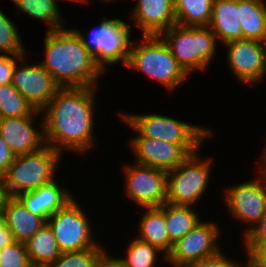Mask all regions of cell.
Returning a JSON list of instances; mask_svg holds the SVG:
<instances>
[{"mask_svg": "<svg viewBox=\"0 0 266 267\" xmlns=\"http://www.w3.org/2000/svg\"><path fill=\"white\" fill-rule=\"evenodd\" d=\"M94 92L96 87H66L56 92L43 109L41 130L46 145L60 154L66 148L84 152L93 145Z\"/></svg>", "mask_w": 266, "mask_h": 267, "instance_id": "obj_1", "label": "cell"}, {"mask_svg": "<svg viewBox=\"0 0 266 267\" xmlns=\"http://www.w3.org/2000/svg\"><path fill=\"white\" fill-rule=\"evenodd\" d=\"M45 59L40 64L61 87H95L104 72L74 30H48Z\"/></svg>", "mask_w": 266, "mask_h": 267, "instance_id": "obj_2", "label": "cell"}, {"mask_svg": "<svg viewBox=\"0 0 266 267\" xmlns=\"http://www.w3.org/2000/svg\"><path fill=\"white\" fill-rule=\"evenodd\" d=\"M121 118L139 135L180 146L188 155L198 152L203 140L213 135L211 129L198 127L171 117L146 114L119 113Z\"/></svg>", "mask_w": 266, "mask_h": 267, "instance_id": "obj_3", "label": "cell"}, {"mask_svg": "<svg viewBox=\"0 0 266 267\" xmlns=\"http://www.w3.org/2000/svg\"><path fill=\"white\" fill-rule=\"evenodd\" d=\"M159 36L187 75L191 70L207 68L217 47L216 35L208 26L186 27L175 24Z\"/></svg>", "mask_w": 266, "mask_h": 267, "instance_id": "obj_4", "label": "cell"}, {"mask_svg": "<svg viewBox=\"0 0 266 267\" xmlns=\"http://www.w3.org/2000/svg\"><path fill=\"white\" fill-rule=\"evenodd\" d=\"M59 158L61 154L48 145L37 152L16 155L2 175L6 196L16 197L55 180Z\"/></svg>", "mask_w": 266, "mask_h": 267, "instance_id": "obj_5", "label": "cell"}, {"mask_svg": "<svg viewBox=\"0 0 266 267\" xmlns=\"http://www.w3.org/2000/svg\"><path fill=\"white\" fill-rule=\"evenodd\" d=\"M139 47L129 49L126 66L139 70L158 80L169 89H174L187 78L167 44L159 35H145Z\"/></svg>", "mask_w": 266, "mask_h": 267, "instance_id": "obj_6", "label": "cell"}, {"mask_svg": "<svg viewBox=\"0 0 266 267\" xmlns=\"http://www.w3.org/2000/svg\"><path fill=\"white\" fill-rule=\"evenodd\" d=\"M211 161L200 160L196 152L188 155L175 169L167 172L166 202L192 206L199 200L207 188Z\"/></svg>", "mask_w": 266, "mask_h": 267, "instance_id": "obj_7", "label": "cell"}, {"mask_svg": "<svg viewBox=\"0 0 266 267\" xmlns=\"http://www.w3.org/2000/svg\"><path fill=\"white\" fill-rule=\"evenodd\" d=\"M130 27L121 19L103 18L99 27L92 33L90 41H87L80 31L75 29L74 31L93 54L95 62L105 71L106 64L111 65L119 60L126 65L131 44Z\"/></svg>", "mask_w": 266, "mask_h": 267, "instance_id": "obj_8", "label": "cell"}, {"mask_svg": "<svg viewBox=\"0 0 266 267\" xmlns=\"http://www.w3.org/2000/svg\"><path fill=\"white\" fill-rule=\"evenodd\" d=\"M46 223L53 231L61 252L82 251L98 245L92 239L90 222L73 198L50 216Z\"/></svg>", "mask_w": 266, "mask_h": 267, "instance_id": "obj_9", "label": "cell"}, {"mask_svg": "<svg viewBox=\"0 0 266 267\" xmlns=\"http://www.w3.org/2000/svg\"><path fill=\"white\" fill-rule=\"evenodd\" d=\"M219 228L214 223L199 222L183 238L173 244L166 260L176 267H187L222 251L216 243Z\"/></svg>", "mask_w": 266, "mask_h": 267, "instance_id": "obj_10", "label": "cell"}, {"mask_svg": "<svg viewBox=\"0 0 266 267\" xmlns=\"http://www.w3.org/2000/svg\"><path fill=\"white\" fill-rule=\"evenodd\" d=\"M126 192L141 207H160L166 203L167 172L137 164L126 166Z\"/></svg>", "mask_w": 266, "mask_h": 267, "instance_id": "obj_11", "label": "cell"}, {"mask_svg": "<svg viewBox=\"0 0 266 267\" xmlns=\"http://www.w3.org/2000/svg\"><path fill=\"white\" fill-rule=\"evenodd\" d=\"M23 65L20 68L16 64L11 84L34 110L43 112L61 87L40 63L28 66L23 62Z\"/></svg>", "mask_w": 266, "mask_h": 267, "instance_id": "obj_12", "label": "cell"}, {"mask_svg": "<svg viewBox=\"0 0 266 267\" xmlns=\"http://www.w3.org/2000/svg\"><path fill=\"white\" fill-rule=\"evenodd\" d=\"M260 180L247 181L226 190L225 203L232 216L257 224L266 211V171L261 170Z\"/></svg>", "mask_w": 266, "mask_h": 267, "instance_id": "obj_13", "label": "cell"}, {"mask_svg": "<svg viewBox=\"0 0 266 267\" xmlns=\"http://www.w3.org/2000/svg\"><path fill=\"white\" fill-rule=\"evenodd\" d=\"M229 49L227 59L234 75L248 84L263 79L266 71L265 43L238 39L224 43Z\"/></svg>", "mask_w": 266, "mask_h": 267, "instance_id": "obj_14", "label": "cell"}, {"mask_svg": "<svg viewBox=\"0 0 266 267\" xmlns=\"http://www.w3.org/2000/svg\"><path fill=\"white\" fill-rule=\"evenodd\" d=\"M137 164L169 172L188 154L178 145L148 137H135L132 142Z\"/></svg>", "mask_w": 266, "mask_h": 267, "instance_id": "obj_15", "label": "cell"}, {"mask_svg": "<svg viewBox=\"0 0 266 267\" xmlns=\"http://www.w3.org/2000/svg\"><path fill=\"white\" fill-rule=\"evenodd\" d=\"M35 113L39 114L41 111L35 110L27 117L0 119V135L15 156L37 152L46 146L44 133L38 132L32 126V116Z\"/></svg>", "mask_w": 266, "mask_h": 267, "instance_id": "obj_16", "label": "cell"}, {"mask_svg": "<svg viewBox=\"0 0 266 267\" xmlns=\"http://www.w3.org/2000/svg\"><path fill=\"white\" fill-rule=\"evenodd\" d=\"M145 35H160L176 24L173 0H137L134 15Z\"/></svg>", "mask_w": 266, "mask_h": 267, "instance_id": "obj_17", "label": "cell"}, {"mask_svg": "<svg viewBox=\"0 0 266 267\" xmlns=\"http://www.w3.org/2000/svg\"><path fill=\"white\" fill-rule=\"evenodd\" d=\"M47 219L36 216L26 209L17 198L6 196L3 202V222L11 231L15 241L25 242L33 237Z\"/></svg>", "mask_w": 266, "mask_h": 267, "instance_id": "obj_18", "label": "cell"}, {"mask_svg": "<svg viewBox=\"0 0 266 267\" xmlns=\"http://www.w3.org/2000/svg\"><path fill=\"white\" fill-rule=\"evenodd\" d=\"M16 197L32 214L46 219L74 198L54 180L35 190L20 193Z\"/></svg>", "mask_w": 266, "mask_h": 267, "instance_id": "obj_19", "label": "cell"}, {"mask_svg": "<svg viewBox=\"0 0 266 267\" xmlns=\"http://www.w3.org/2000/svg\"><path fill=\"white\" fill-rule=\"evenodd\" d=\"M238 17L239 0H214L208 27L223 43L243 39Z\"/></svg>", "mask_w": 266, "mask_h": 267, "instance_id": "obj_20", "label": "cell"}, {"mask_svg": "<svg viewBox=\"0 0 266 267\" xmlns=\"http://www.w3.org/2000/svg\"><path fill=\"white\" fill-rule=\"evenodd\" d=\"M140 241L164 251L165 259L173 247L168 237L165 221V203L160 207H148L139 224Z\"/></svg>", "mask_w": 266, "mask_h": 267, "instance_id": "obj_21", "label": "cell"}, {"mask_svg": "<svg viewBox=\"0 0 266 267\" xmlns=\"http://www.w3.org/2000/svg\"><path fill=\"white\" fill-rule=\"evenodd\" d=\"M243 39L266 42V5L263 0H239Z\"/></svg>", "mask_w": 266, "mask_h": 267, "instance_id": "obj_22", "label": "cell"}, {"mask_svg": "<svg viewBox=\"0 0 266 267\" xmlns=\"http://www.w3.org/2000/svg\"><path fill=\"white\" fill-rule=\"evenodd\" d=\"M24 245L30 263L43 267L54 262L62 253L47 223L33 237L26 240Z\"/></svg>", "mask_w": 266, "mask_h": 267, "instance_id": "obj_23", "label": "cell"}, {"mask_svg": "<svg viewBox=\"0 0 266 267\" xmlns=\"http://www.w3.org/2000/svg\"><path fill=\"white\" fill-rule=\"evenodd\" d=\"M214 0H175L176 24L186 27L208 26Z\"/></svg>", "mask_w": 266, "mask_h": 267, "instance_id": "obj_24", "label": "cell"}, {"mask_svg": "<svg viewBox=\"0 0 266 267\" xmlns=\"http://www.w3.org/2000/svg\"><path fill=\"white\" fill-rule=\"evenodd\" d=\"M191 205L165 203V221L170 241L174 244L191 231L201 220Z\"/></svg>", "mask_w": 266, "mask_h": 267, "instance_id": "obj_25", "label": "cell"}, {"mask_svg": "<svg viewBox=\"0 0 266 267\" xmlns=\"http://www.w3.org/2000/svg\"><path fill=\"white\" fill-rule=\"evenodd\" d=\"M18 7L19 12L23 11L28 15L46 21L50 24V31L62 29L61 20L56 0H11Z\"/></svg>", "mask_w": 266, "mask_h": 267, "instance_id": "obj_26", "label": "cell"}, {"mask_svg": "<svg viewBox=\"0 0 266 267\" xmlns=\"http://www.w3.org/2000/svg\"><path fill=\"white\" fill-rule=\"evenodd\" d=\"M33 107L12 85H0V119L27 117L34 113Z\"/></svg>", "mask_w": 266, "mask_h": 267, "instance_id": "obj_27", "label": "cell"}, {"mask_svg": "<svg viewBox=\"0 0 266 267\" xmlns=\"http://www.w3.org/2000/svg\"><path fill=\"white\" fill-rule=\"evenodd\" d=\"M127 252V258H122L126 267H153L161 251L149 243L134 239Z\"/></svg>", "mask_w": 266, "mask_h": 267, "instance_id": "obj_28", "label": "cell"}, {"mask_svg": "<svg viewBox=\"0 0 266 267\" xmlns=\"http://www.w3.org/2000/svg\"><path fill=\"white\" fill-rule=\"evenodd\" d=\"M101 246L82 251L62 252L61 255L46 267H95L99 255L103 252Z\"/></svg>", "mask_w": 266, "mask_h": 267, "instance_id": "obj_29", "label": "cell"}, {"mask_svg": "<svg viewBox=\"0 0 266 267\" xmlns=\"http://www.w3.org/2000/svg\"><path fill=\"white\" fill-rule=\"evenodd\" d=\"M0 52L5 55L25 56L20 35L13 22L0 10Z\"/></svg>", "mask_w": 266, "mask_h": 267, "instance_id": "obj_30", "label": "cell"}, {"mask_svg": "<svg viewBox=\"0 0 266 267\" xmlns=\"http://www.w3.org/2000/svg\"><path fill=\"white\" fill-rule=\"evenodd\" d=\"M29 264L24 242L14 241L0 250V267H26Z\"/></svg>", "mask_w": 266, "mask_h": 267, "instance_id": "obj_31", "label": "cell"}, {"mask_svg": "<svg viewBox=\"0 0 266 267\" xmlns=\"http://www.w3.org/2000/svg\"><path fill=\"white\" fill-rule=\"evenodd\" d=\"M246 246H266V211L256 227H250L245 234Z\"/></svg>", "mask_w": 266, "mask_h": 267, "instance_id": "obj_32", "label": "cell"}, {"mask_svg": "<svg viewBox=\"0 0 266 267\" xmlns=\"http://www.w3.org/2000/svg\"><path fill=\"white\" fill-rule=\"evenodd\" d=\"M16 58L23 61L25 56H9L0 54V85L12 83V78L17 64L15 60Z\"/></svg>", "mask_w": 266, "mask_h": 267, "instance_id": "obj_33", "label": "cell"}, {"mask_svg": "<svg viewBox=\"0 0 266 267\" xmlns=\"http://www.w3.org/2000/svg\"><path fill=\"white\" fill-rule=\"evenodd\" d=\"M187 267H241L240 263L233 262L227 259L221 252L201 260L200 262H196L188 265Z\"/></svg>", "mask_w": 266, "mask_h": 267, "instance_id": "obj_34", "label": "cell"}, {"mask_svg": "<svg viewBox=\"0 0 266 267\" xmlns=\"http://www.w3.org/2000/svg\"><path fill=\"white\" fill-rule=\"evenodd\" d=\"M248 252L247 267H266V246H246Z\"/></svg>", "mask_w": 266, "mask_h": 267, "instance_id": "obj_35", "label": "cell"}, {"mask_svg": "<svg viewBox=\"0 0 266 267\" xmlns=\"http://www.w3.org/2000/svg\"><path fill=\"white\" fill-rule=\"evenodd\" d=\"M14 159V153L0 135V175H3L7 171Z\"/></svg>", "mask_w": 266, "mask_h": 267, "instance_id": "obj_36", "label": "cell"}, {"mask_svg": "<svg viewBox=\"0 0 266 267\" xmlns=\"http://www.w3.org/2000/svg\"><path fill=\"white\" fill-rule=\"evenodd\" d=\"M95 267H126L122 258H112L105 251H103L95 264Z\"/></svg>", "mask_w": 266, "mask_h": 267, "instance_id": "obj_37", "label": "cell"}, {"mask_svg": "<svg viewBox=\"0 0 266 267\" xmlns=\"http://www.w3.org/2000/svg\"><path fill=\"white\" fill-rule=\"evenodd\" d=\"M14 241L15 240L13 238L11 231L8 229V227L3 222L0 225V250L4 248L5 246L10 245Z\"/></svg>", "mask_w": 266, "mask_h": 267, "instance_id": "obj_38", "label": "cell"}, {"mask_svg": "<svg viewBox=\"0 0 266 267\" xmlns=\"http://www.w3.org/2000/svg\"><path fill=\"white\" fill-rule=\"evenodd\" d=\"M6 197L4 186H3V177L0 175V204H3L4 199Z\"/></svg>", "mask_w": 266, "mask_h": 267, "instance_id": "obj_39", "label": "cell"}, {"mask_svg": "<svg viewBox=\"0 0 266 267\" xmlns=\"http://www.w3.org/2000/svg\"><path fill=\"white\" fill-rule=\"evenodd\" d=\"M3 223V204H0V225Z\"/></svg>", "mask_w": 266, "mask_h": 267, "instance_id": "obj_40", "label": "cell"}, {"mask_svg": "<svg viewBox=\"0 0 266 267\" xmlns=\"http://www.w3.org/2000/svg\"><path fill=\"white\" fill-rule=\"evenodd\" d=\"M266 147V146H265ZM263 164H266V148H265V150H264V154H263Z\"/></svg>", "mask_w": 266, "mask_h": 267, "instance_id": "obj_41", "label": "cell"}, {"mask_svg": "<svg viewBox=\"0 0 266 267\" xmlns=\"http://www.w3.org/2000/svg\"><path fill=\"white\" fill-rule=\"evenodd\" d=\"M26 267H43V266L36 265V264H34V263H30V264L27 265Z\"/></svg>", "mask_w": 266, "mask_h": 267, "instance_id": "obj_42", "label": "cell"}, {"mask_svg": "<svg viewBox=\"0 0 266 267\" xmlns=\"http://www.w3.org/2000/svg\"><path fill=\"white\" fill-rule=\"evenodd\" d=\"M68 1H70V2H71V1H73V2L75 1V2H77V3H78V2H84V0H68Z\"/></svg>", "mask_w": 266, "mask_h": 267, "instance_id": "obj_43", "label": "cell"}, {"mask_svg": "<svg viewBox=\"0 0 266 267\" xmlns=\"http://www.w3.org/2000/svg\"><path fill=\"white\" fill-rule=\"evenodd\" d=\"M265 62H266V42H265ZM265 73H266V71H265ZM264 75H266V74H264Z\"/></svg>", "mask_w": 266, "mask_h": 267, "instance_id": "obj_44", "label": "cell"}, {"mask_svg": "<svg viewBox=\"0 0 266 267\" xmlns=\"http://www.w3.org/2000/svg\"><path fill=\"white\" fill-rule=\"evenodd\" d=\"M86 1H88V0H84V2H86ZM104 1H114V0H104Z\"/></svg>", "mask_w": 266, "mask_h": 267, "instance_id": "obj_45", "label": "cell"}, {"mask_svg": "<svg viewBox=\"0 0 266 267\" xmlns=\"http://www.w3.org/2000/svg\"><path fill=\"white\" fill-rule=\"evenodd\" d=\"M265 165V166H264ZM263 165V169L266 171V164Z\"/></svg>", "mask_w": 266, "mask_h": 267, "instance_id": "obj_46", "label": "cell"}]
</instances>
